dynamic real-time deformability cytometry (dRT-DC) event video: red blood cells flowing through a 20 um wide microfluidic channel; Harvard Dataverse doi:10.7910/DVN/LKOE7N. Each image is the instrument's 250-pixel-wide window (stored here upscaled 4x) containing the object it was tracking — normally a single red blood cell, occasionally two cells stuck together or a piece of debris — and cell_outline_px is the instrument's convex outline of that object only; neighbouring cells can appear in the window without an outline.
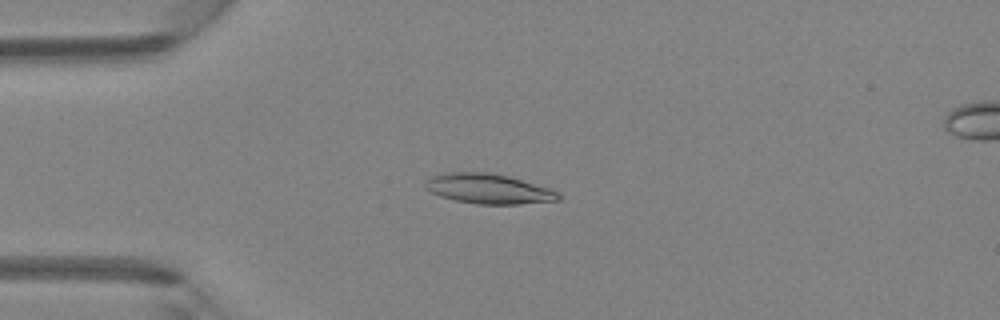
{"species": "Egyptian fruit bat (a non-hibernating species)", "species_latin": "Rousettus aegyptiacus", "temperature_condition": "room temperature", "stored_images_in_passage": 5, "camera_frame_rate_fps": 3000, "um_per_image_px": 0.085, "animal": {"sex": "female"}, "frame": {"image": 1, "passage_image": 4, "time_ms": 3.333, "image_size_px": [1000, 320], "cell_outline_px": [[560, 200], [520, 204], [476, 204], [456, 200], [440, 196], [432, 192], [424, 184], [432, 176], [444, 172], [488, 172], [508, 176], [548, 188], [560, 192]], "centroid_in_image_um": [41.54, 16.05], "position_along_channel_um": 43.5, "area_um2": 23.0}}